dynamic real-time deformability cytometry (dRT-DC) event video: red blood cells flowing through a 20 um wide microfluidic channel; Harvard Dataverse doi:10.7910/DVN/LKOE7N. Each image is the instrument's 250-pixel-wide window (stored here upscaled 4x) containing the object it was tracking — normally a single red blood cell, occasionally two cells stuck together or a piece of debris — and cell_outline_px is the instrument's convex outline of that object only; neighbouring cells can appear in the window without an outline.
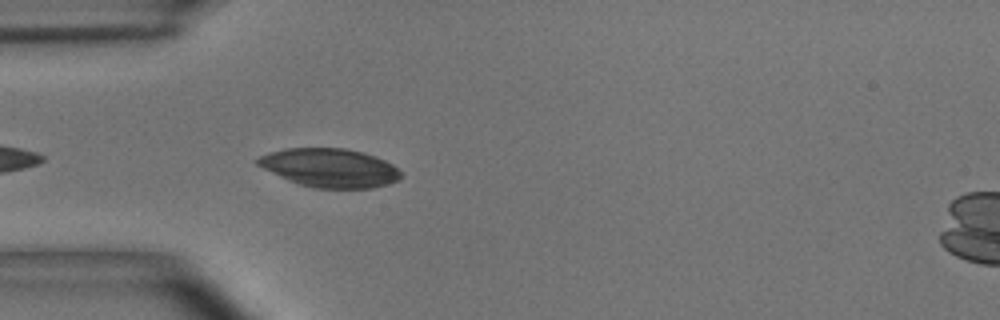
{"species": "common noctule bat (a hibernating species)", "species_latin": "Nyctalus noctula", "temperature_condition": "room temperature", "stored_images_in_passage": 3, "camera_frame_rate_fps": 3000, "um_per_image_px": 0.085, "animal": {"sex": "male", "body_mass_g": 15.6}, "frame": {"image": 1, "passage_image": 3, "time_ms": 0.667, "image_size_px": [1000, 320], "cell_outline_px": [[404, 176], [388, 184], [372, 188], [312, 188], [288, 180], [256, 164], [256, 160], [260, 156], [268, 152], [284, 148], [344, 148], [364, 152], [376, 156], [392, 164]], "centroid_in_image_um": [28.04, 14.26], "position_along_channel_um": 57.0, "area_um2": 32.25}}